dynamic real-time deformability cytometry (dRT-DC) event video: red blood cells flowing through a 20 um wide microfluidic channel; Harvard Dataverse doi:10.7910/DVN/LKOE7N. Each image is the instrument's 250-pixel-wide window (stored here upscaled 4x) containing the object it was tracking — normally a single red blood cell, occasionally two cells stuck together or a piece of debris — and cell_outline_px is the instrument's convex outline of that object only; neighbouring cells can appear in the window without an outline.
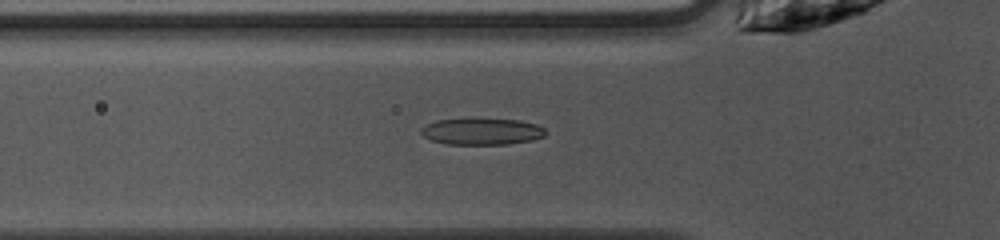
{"species": "common noctule bat (a hibernating species)", "species_latin": "Nyctalus noctula", "temperature_condition": "warm", "stored_images_in_passage": 40, "camera_frame_rate_fps": 3000, "um_per_image_px": 0.085, "animal": {"sex": "female", "body_mass_g": 10.0, "forearm_length_mm": 53.1}, "frame": {"image": 1, "passage_image": 7, "time_ms": 2.0, "image_size_px": [1000, 240], "cell_outline_px": [[548, 132], [544, 136], [532, 140], [508, 144], [448, 144], [432, 140], [424, 136], [420, 132], [420, 128], [436, 120], [520, 120], [536, 124], [544, 128]], "centroid_in_image_um": [40.99, 11.19], "position_along_channel_um": 84.8, "area_um2": 18.84}}
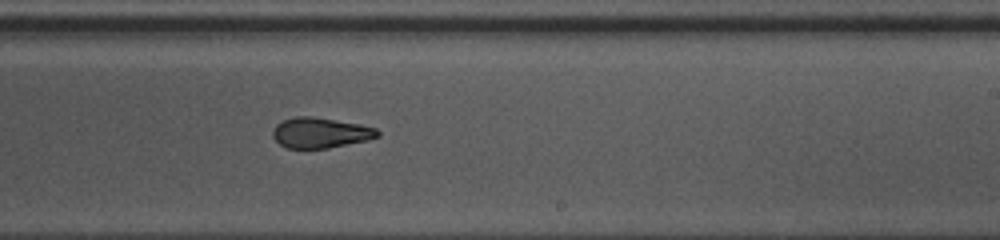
{"frame": {"image": 2, "passage_image": 20, "time_ms": 6.333, "image_size_px": [1000, 240], "cell_outline_px": [[380, 136], [368, 140], [328, 148], [288, 148], [280, 144], [272, 136], [272, 132], [276, 124], [284, 120], [296, 116], [308, 116], [336, 120], [360, 124], [376, 128], [380, 132]], "centroid_in_image_um": [27.25, 11.28], "position_along_channel_um": 261.8, "area_um2": 18.5}}
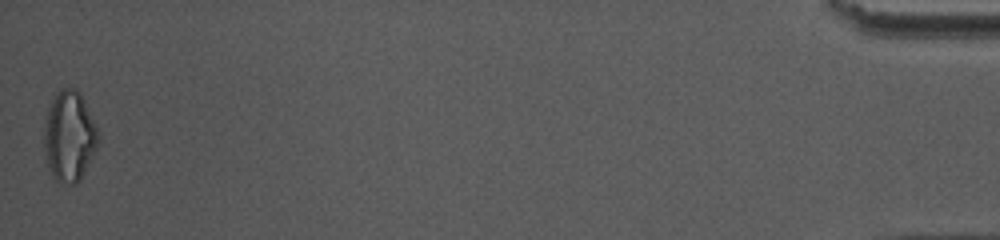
{"frame": {"image": 3, "passage_image": 40, "time_ms": 13.0, "image_size_px": [1000, 240], "cell_outline_px": [[100, 140], [80, 180], [76, 184], [68, 184], [56, 180], [52, 176], [48, 168], [44, 148], [44, 128], [48, 104], [56, 92], [60, 88], [76, 88], [80, 92], [84, 100], [100, 136]], "centroid_in_image_um": [5.87, 11.56], "position_along_channel_um": 429.3, "area_um2": 28.67}, "authors_computed_cell_mechanics": {"area_um2": 19.5653, "velocity_mm_per_s": 4.0594, "shape_relaxation_time_tau1_ms": 7.0498, "shape_relaxation_time_tau2_ms": 2.4825, "deformation_change_tau1": 0.2141, "deformation_change_tau2": 0.0984}}